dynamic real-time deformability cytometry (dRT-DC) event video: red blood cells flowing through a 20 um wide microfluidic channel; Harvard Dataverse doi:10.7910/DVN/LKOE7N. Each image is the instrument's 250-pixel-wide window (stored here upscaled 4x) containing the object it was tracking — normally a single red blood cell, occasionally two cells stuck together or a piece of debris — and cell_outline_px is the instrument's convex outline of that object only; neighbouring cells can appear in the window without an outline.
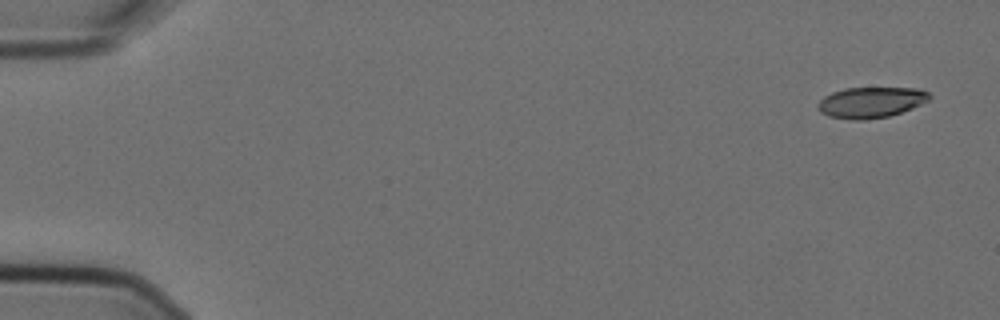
{"species": "Egyptian fruit bat (a non-hibernating species)", "species_latin": "Rousettus aegyptiacus", "temperature_condition": "cold", "stored_images_in_passage": 4, "camera_frame_rate_fps": 3000, "um_per_image_px": 0.085, "animal": {"sex": "female"}, "frame": {"image": 1, "passage_image": 1, "time_ms": 0.0, "image_size_px": [1000, 320], "cell_outline_px": [[932, 96], [928, 100], [912, 108], [888, 116], [864, 120], [856, 120], [828, 116], [820, 112], [816, 108], [816, 104], [824, 96], [832, 92], [844, 88], [920, 88], [928, 92]], "centroid_in_image_um": [74.0, 8.69], "position_along_channel_um": 11.0, "area_um2": 20.06}}